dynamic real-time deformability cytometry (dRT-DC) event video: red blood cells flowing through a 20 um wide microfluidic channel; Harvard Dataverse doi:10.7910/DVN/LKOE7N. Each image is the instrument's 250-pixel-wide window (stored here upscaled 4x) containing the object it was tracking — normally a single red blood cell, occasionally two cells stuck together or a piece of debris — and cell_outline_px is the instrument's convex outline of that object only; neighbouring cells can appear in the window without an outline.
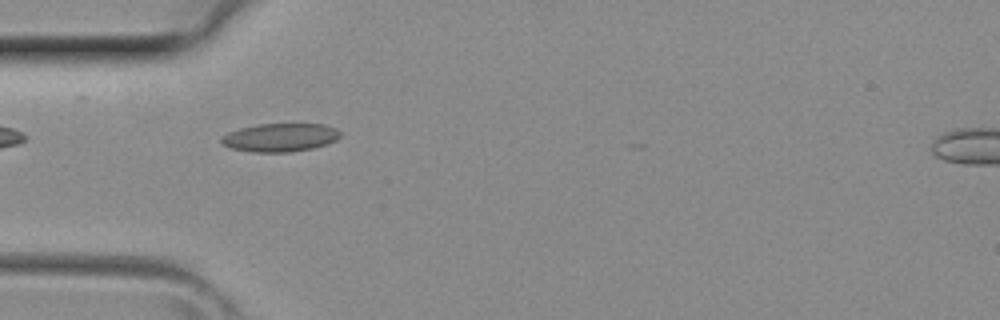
{"species": "common noctule bat (a hibernating species)", "species_latin": "Nyctalus noctula", "temperature_condition": "room temperature", "stored_images_in_passage": 4, "camera_frame_rate_fps": 3000, "um_per_image_px": 0.085, "animal": {"sex": "female", "body_mass_g": 29.2, "forearm_length_mm": 56.3}, "frame": {"image": 1, "passage_image": 3, "time_ms": 0.667, "image_size_px": [1000, 320], "cell_outline_px": [[340, 136], [336, 140], [328, 144], [312, 148], [292, 152], [252, 152], [232, 148], [224, 144], [220, 140], [220, 136], [228, 132], [240, 128], [260, 124], [324, 124], [336, 128], [340, 132]], "centroid_in_image_um": [23.82, 11.68], "position_along_channel_um": 61.2, "area_um2": 19.65}}
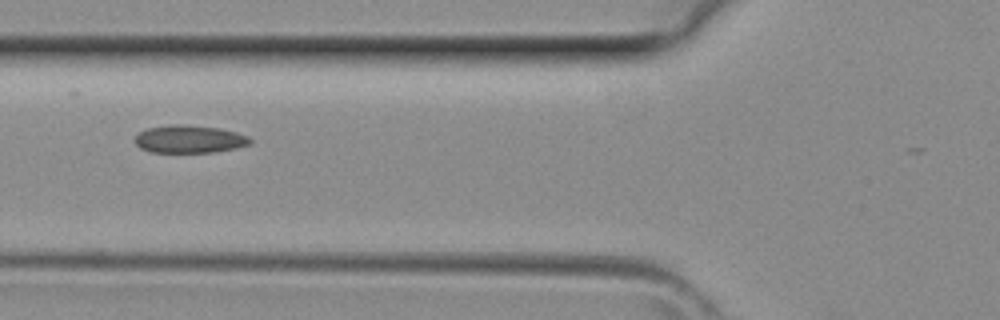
{"frame": {"image": 2, "passage_image": 4, "time_ms": 1.0, "image_size_px": [1000, 320], "cell_outline_px": [[252, 140], [248, 144], [236, 148], [216, 152], [152, 152], [140, 148], [136, 144], [136, 136], [140, 132], [148, 128], [172, 124], [180, 124], [220, 128], [236, 132], [248, 136]], "centroid_in_image_um": [16.11, 11.82], "position_along_channel_um": 109.7, "area_um2": 18.5}}